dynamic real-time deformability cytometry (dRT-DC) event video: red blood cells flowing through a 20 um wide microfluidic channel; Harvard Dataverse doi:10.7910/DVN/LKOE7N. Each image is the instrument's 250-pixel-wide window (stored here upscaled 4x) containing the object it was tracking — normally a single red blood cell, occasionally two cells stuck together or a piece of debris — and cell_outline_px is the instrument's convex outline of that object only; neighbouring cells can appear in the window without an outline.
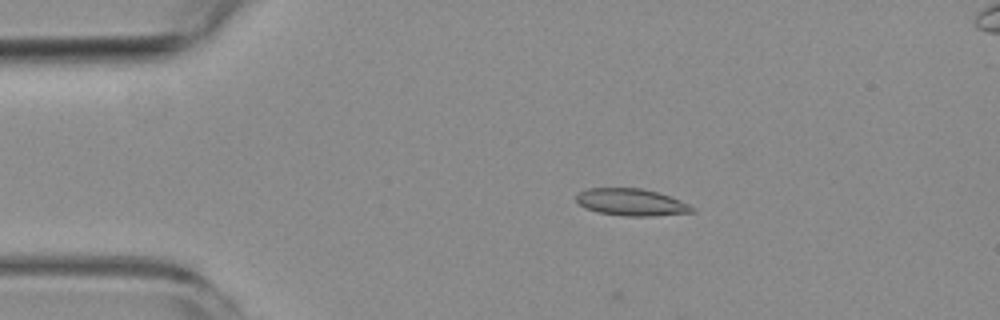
{"species": "common noctule bat (a hibernating species)", "species_latin": "Nyctalus noctula", "temperature_condition": "room temperature", "stored_images_in_passage": 4, "camera_frame_rate_fps": 3000, "um_per_image_px": 0.085, "animal": {"sex": "female", "body_mass_g": 19.3, "forearm_length_mm": 54.1}, "frame": {"image": 1, "passage_image": 3, "time_ms": 2.667, "image_size_px": [1000, 320], "cell_outline_px": [[696, 212], [652, 216], [624, 216], [600, 212], [584, 208], [576, 200], [576, 196], [580, 192], [588, 188], [640, 188], [656, 192], [680, 200], [696, 208]], "centroid_in_image_um": [53.68, 17.19], "position_along_channel_um": 31.3, "area_um2": 18.15}}